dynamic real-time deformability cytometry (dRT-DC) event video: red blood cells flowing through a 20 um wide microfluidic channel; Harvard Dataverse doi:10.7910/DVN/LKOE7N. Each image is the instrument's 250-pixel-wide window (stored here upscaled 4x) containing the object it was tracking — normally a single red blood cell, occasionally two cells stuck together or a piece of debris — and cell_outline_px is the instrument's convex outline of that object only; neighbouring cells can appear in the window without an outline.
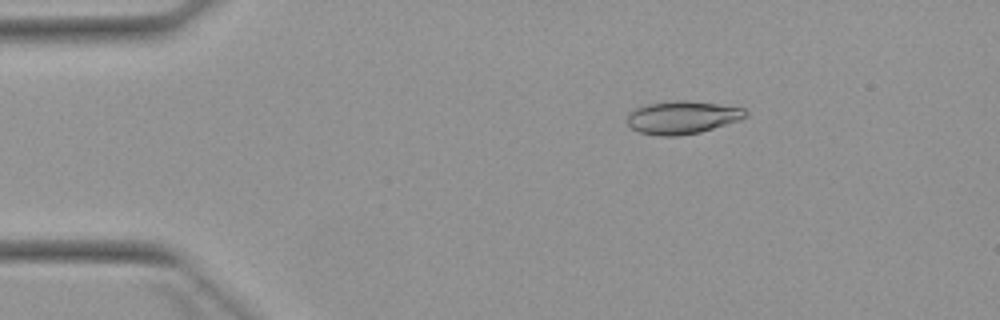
{"species": "Egyptian fruit bat (a non-hibernating species)", "species_latin": "Rousettus aegyptiacus", "temperature_condition": "warm", "stored_images_in_passage": 4, "camera_frame_rate_fps": 3000, "um_per_image_px": 0.085, "animal": {"sex": "female"}, "frame": {"image": 1, "passage_image": 3, "time_ms": 2.667, "image_size_px": [1000, 320], "cell_outline_px": [[748, 116], [740, 120], [700, 132], [680, 136], [660, 136], [640, 132], [632, 128], [628, 124], [628, 112], [636, 108], [648, 104], [680, 100], [688, 100], [744, 108], [748, 112]], "centroid_in_image_um": [58.01, 9.98], "position_along_channel_um": 27.0, "area_um2": 22.6}}